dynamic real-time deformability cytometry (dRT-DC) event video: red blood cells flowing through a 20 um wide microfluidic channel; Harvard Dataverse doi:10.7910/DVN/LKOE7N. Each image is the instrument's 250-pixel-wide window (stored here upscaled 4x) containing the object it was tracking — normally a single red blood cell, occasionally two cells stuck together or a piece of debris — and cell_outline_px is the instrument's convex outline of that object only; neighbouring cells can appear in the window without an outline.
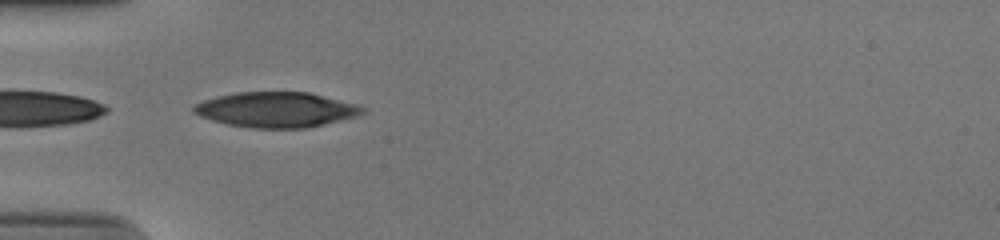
{"species": "human", "species_latin": "Homo sapiens", "temperature_condition": "cold", "stored_images_in_passage": 35, "camera_frame_rate_fps": 3000, "um_per_image_px": 0.085, "donor": {"sex": "male"}, "frame": {"image": 1, "passage_image": 1, "time_ms": 0.0, "image_size_px": [1000, 240], "cell_outline_px": [[364, 112], [352, 116], [324, 124], [304, 128], [252, 128], [228, 124], [212, 120], [200, 116], [192, 112], [192, 108], [196, 104], [204, 100], [216, 96], [236, 92], [308, 92], [356, 104], [364, 108]], "centroid_in_image_um": [23.41, 9.32], "position_along_channel_um": 61.6, "area_um2": 34.22}}
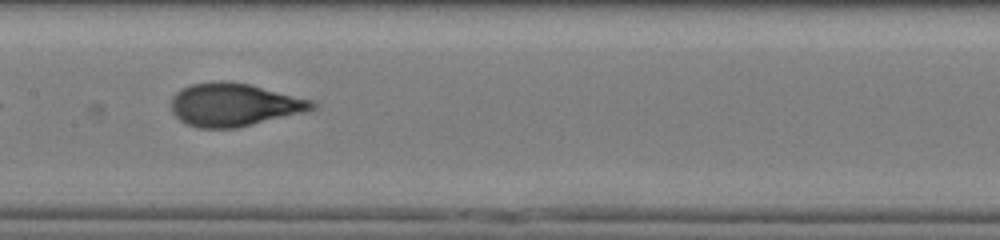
{"frame": {"image": 2, "passage_image": 11, "time_ms": 3.333, "image_size_px": [1000, 240], "cell_outline_px": [[316, 108], [308, 112], [236, 128], [196, 128], [180, 120], [172, 112], [172, 96], [180, 88], [192, 84], [212, 80], [224, 80], [248, 84], [312, 100], [316, 104]], "centroid_in_image_um": [19.89, 8.9], "position_along_channel_um": 187.5, "area_um2": 35.55}}
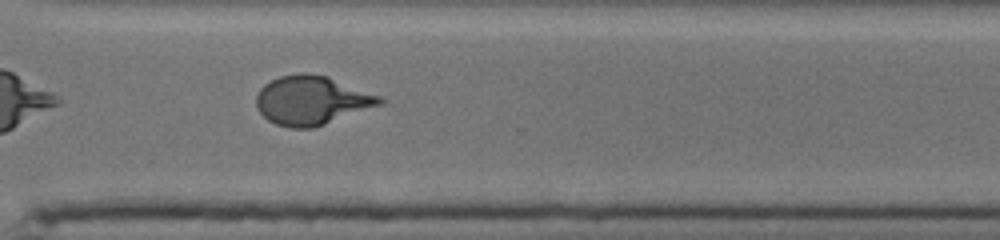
{"frame": {"image": 3, "passage_image": 23, "time_ms": 7.333, "image_size_px": [1000, 240], "cell_outline_px": [[384, 104], [312, 128], [292, 128], [276, 124], [268, 120], [256, 108], [256, 96], [260, 88], [264, 84], [280, 76], [300, 72], [308, 72], [328, 76], [380, 96], [384, 100]], "centroid_in_image_um": [26.49, 8.52], "position_along_channel_um": 344.1, "area_um2": 35.26}, "authors_computed_cell_mechanics": {"area_um2": 35.1424, "velocity_mm_per_s": 3.9214, "shape_relaxation_time_tau1_ms": 4.524, "shape_relaxation_time_tau2_ms": null, "deformation_change_tau1": 0.2021, "deformation_change_tau2": null}}